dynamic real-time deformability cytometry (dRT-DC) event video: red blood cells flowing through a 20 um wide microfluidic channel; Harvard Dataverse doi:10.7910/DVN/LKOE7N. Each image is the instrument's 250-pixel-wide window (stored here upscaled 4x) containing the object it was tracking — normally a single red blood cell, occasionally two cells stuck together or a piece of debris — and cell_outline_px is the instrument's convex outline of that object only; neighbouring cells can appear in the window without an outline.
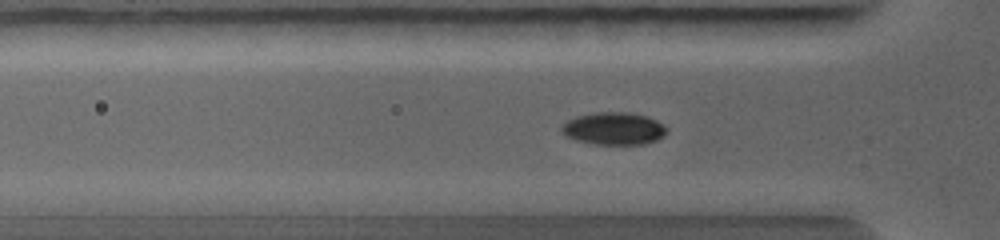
{"species": "common noctule bat (a hibernating species)", "species_latin": "Nyctalus noctula", "temperature_condition": "warm", "stored_images_in_passage": 34, "camera_frame_rate_fps": 5000, "um_per_image_px": 0.085, "animal": {"sex": "female", "body_mass_g": 19.0, "forearm_length_mm": 56.7}, "frame": {"image": 1, "passage_image": 7, "time_ms": 2.2, "image_size_px": [1000, 240], "cell_outline_px": [[668, 132], [664, 136], [656, 140], [644, 144], [596, 144], [576, 140], [568, 136], [560, 128], [568, 120], [576, 116], [596, 112], [628, 112], [648, 116], [664, 124], [668, 128]], "centroid_in_image_um": [52.24, 10.92], "position_along_channel_um": 73.6, "area_um2": 19.88}}
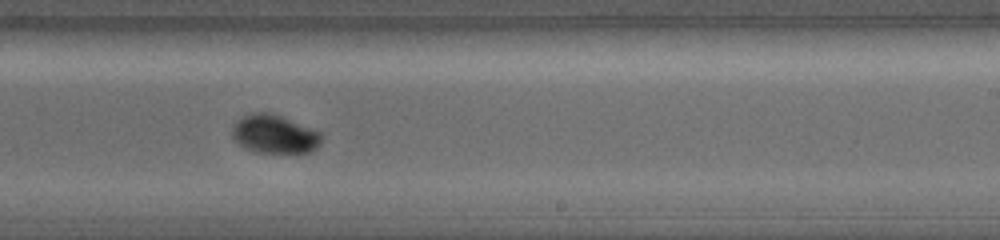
{"frame": {"image": 2, "passage_image": 18, "time_ms": 5.4, "image_size_px": [1000, 240], "cell_outline_px": [[320, 144], [312, 152], [296, 156], [256, 152], [244, 148], [232, 136], [232, 128], [240, 116], [252, 112], [268, 112], [280, 116], [320, 132]], "centroid_in_image_um": [23.33, 11.46], "position_along_channel_um": 265.7, "area_um2": 20.58}}
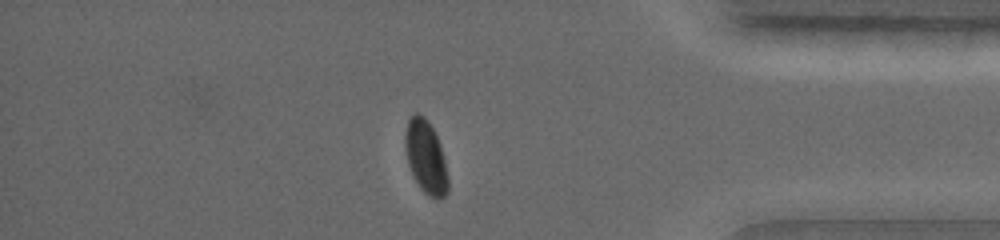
{"frame": {"image": 3, "passage_image": 31, "time_ms": 8.0, "image_size_px": [1000, 240], "cell_outline_px": [[448, 192], [444, 196], [432, 196], [424, 192], [420, 188], [408, 164], [404, 144], [404, 136], [408, 120], [416, 112], [424, 116], [428, 120], [440, 144], [448, 176]], "centroid_in_image_um": [36.18, 13.3], "position_along_channel_um": 399.0, "area_um2": 17.92}}